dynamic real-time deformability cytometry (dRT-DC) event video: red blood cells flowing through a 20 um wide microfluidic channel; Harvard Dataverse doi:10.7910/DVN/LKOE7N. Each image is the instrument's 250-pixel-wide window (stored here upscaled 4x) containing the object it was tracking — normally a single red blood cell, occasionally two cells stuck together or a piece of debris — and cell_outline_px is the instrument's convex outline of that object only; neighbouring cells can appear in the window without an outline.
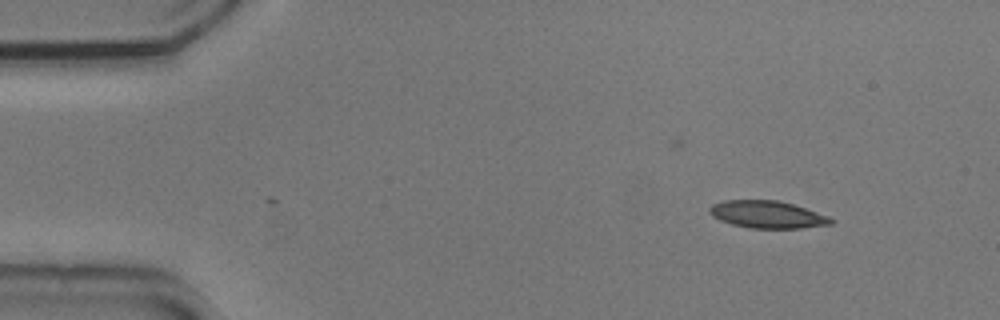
{"species": "common noctule bat (a hibernating species)", "species_latin": "Nyctalus noctula", "temperature_condition": "cold", "stored_images_in_passage": 4, "camera_frame_rate_fps": 3000, "um_per_image_px": 0.085, "animal": {"sex": "male", "body_mass_g": 20.5, "forearm_length_mm": 52.5}, "frame": {"image": 1, "passage_image": 4, "time_ms": 1.0, "image_size_px": [1000, 320], "cell_outline_px": [[836, 220], [832, 224], [800, 228], [752, 228], [732, 224], [720, 220], [712, 216], [708, 212], [708, 208], [712, 204], [724, 200], [776, 200], [792, 204], [828, 216]], "centroid_in_image_um": [65.2, 18.23], "position_along_channel_um": 19.8, "area_um2": 19.25}}